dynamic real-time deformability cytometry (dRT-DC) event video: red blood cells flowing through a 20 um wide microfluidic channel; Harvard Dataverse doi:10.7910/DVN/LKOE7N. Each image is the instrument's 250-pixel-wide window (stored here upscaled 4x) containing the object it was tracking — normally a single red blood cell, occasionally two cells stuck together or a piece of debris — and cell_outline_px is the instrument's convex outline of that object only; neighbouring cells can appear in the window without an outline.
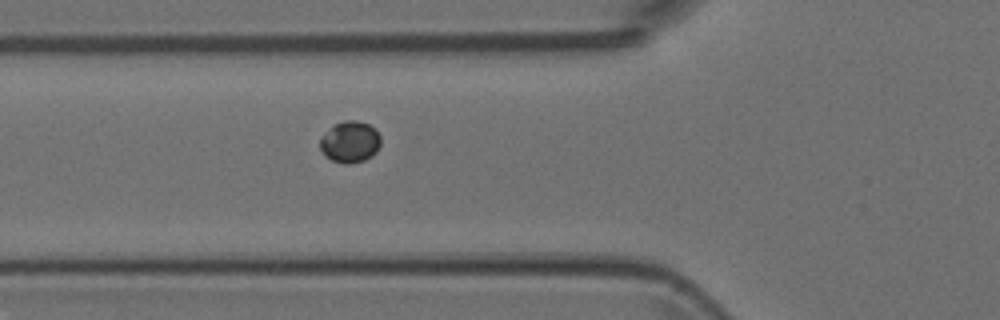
{"species": "Egyptian fruit bat (a non-hibernating species)", "species_latin": "Rousettus aegyptiacus", "temperature_condition": "room temperature", "stored_images_in_passage": 5, "camera_frame_rate_fps": 3000, "um_per_image_px": 0.085, "animal": {"sex": "female"}, "frame": {"image": 1, "passage_image": 5, "time_ms": 1.333, "image_size_px": [1000, 320], "cell_outline_px": [[380, 144], [376, 152], [372, 156], [364, 160], [348, 164], [344, 164], [332, 160], [324, 156], [320, 148], [320, 136], [336, 124], [344, 120], [356, 120], [368, 124], [376, 128], [380, 136]], "centroid_in_image_um": [29.75, 12.06], "position_along_channel_um": 96.0, "area_um2": 14.74}}